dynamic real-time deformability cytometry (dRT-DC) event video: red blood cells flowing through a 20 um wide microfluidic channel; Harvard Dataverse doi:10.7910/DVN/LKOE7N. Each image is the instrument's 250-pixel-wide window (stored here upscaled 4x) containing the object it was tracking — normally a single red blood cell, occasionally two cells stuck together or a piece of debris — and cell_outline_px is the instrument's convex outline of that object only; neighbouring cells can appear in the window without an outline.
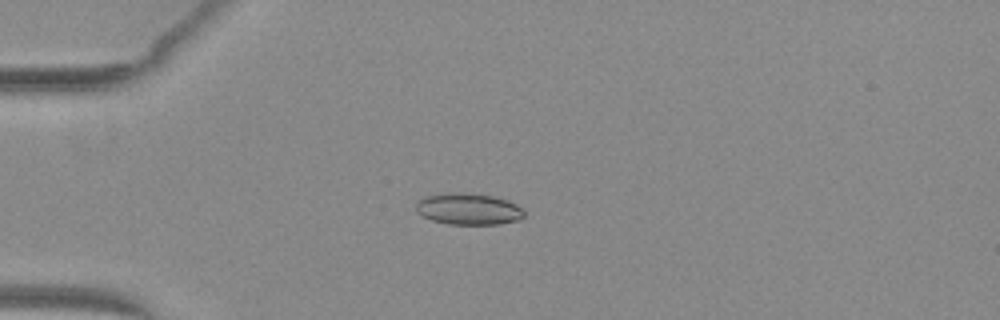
{"species": "common noctule bat (a hibernating species)", "species_latin": "Nyctalus noctula", "temperature_condition": "warm", "stored_images_in_passage": 38, "camera_frame_rate_fps": 3000, "um_per_image_px": 0.085, "animal": {"sex": "female", "body_mass_g": 29.2, "forearm_length_mm": 56.3}, "frame": {"image": 1, "passage_image": 1, "time_ms": 0.0, "image_size_px": [1000, 320], "cell_outline_px": [[524, 216], [520, 220], [500, 224], [448, 224], [432, 220], [416, 212], [416, 204], [420, 200], [428, 196], [448, 192], [464, 192], [492, 196], [508, 200], [516, 204], [524, 212]], "centroid_in_image_um": [39.84, 17.76], "position_along_channel_um": 45.2, "area_um2": 19.83}}
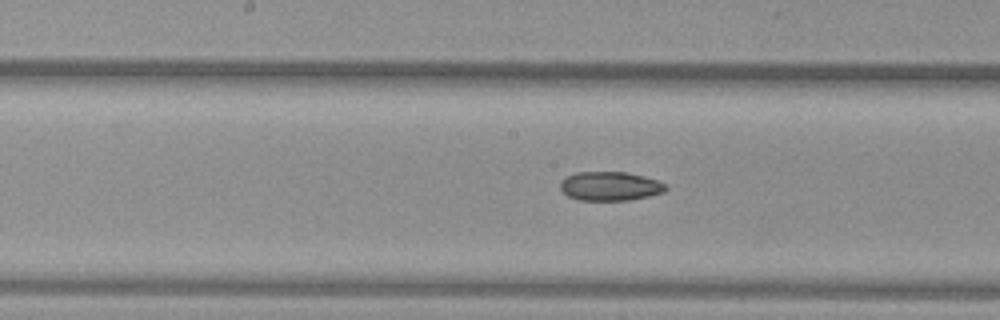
{"frame": {"image": 2, "passage_image": 14, "time_ms": 4.333, "image_size_px": [1000, 320], "cell_outline_px": [[668, 188], [664, 192], [648, 196], [628, 200], [580, 200], [568, 196], [560, 188], [560, 180], [576, 172], [628, 172], [660, 180]], "centroid_in_image_um": [51.87, 15.81], "position_along_channel_um": 196.3, "area_um2": 17.86}}
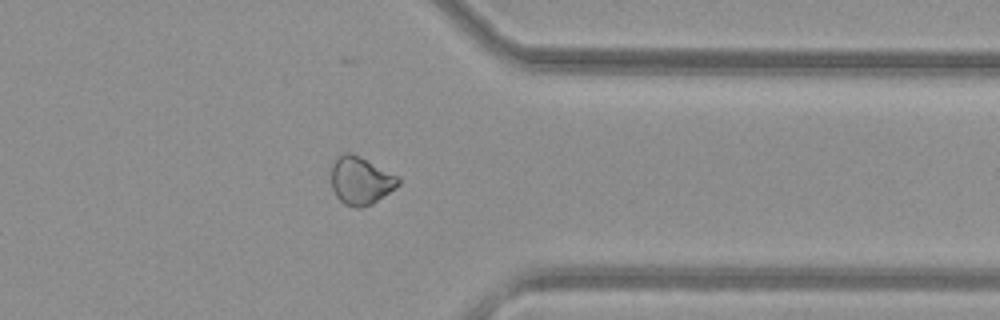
{"frame": {"image": 3, "passage_image": 28, "time_ms": 9.0, "image_size_px": [1000, 320], "cell_outline_px": [[400, 184], [396, 188], [372, 204], [360, 208], [356, 208], [344, 204], [336, 196], [332, 188], [332, 164], [344, 152], [352, 152], [400, 176]], "centroid_in_image_um": [30.69, 15.35], "position_along_channel_um": 380.7, "area_um2": 18.84}}